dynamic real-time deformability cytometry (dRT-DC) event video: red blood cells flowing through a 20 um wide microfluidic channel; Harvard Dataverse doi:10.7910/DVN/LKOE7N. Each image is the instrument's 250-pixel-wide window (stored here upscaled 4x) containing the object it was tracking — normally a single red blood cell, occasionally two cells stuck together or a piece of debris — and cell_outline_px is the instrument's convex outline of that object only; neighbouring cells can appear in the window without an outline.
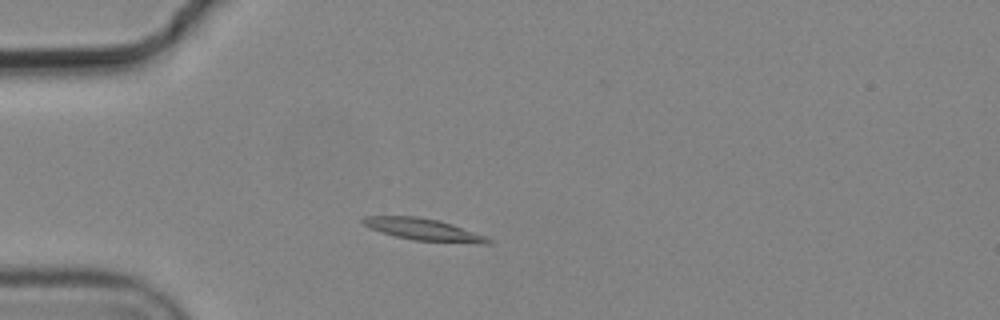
{"species": "common noctule bat (a hibernating species)", "species_latin": "Nyctalus noctula", "temperature_condition": "cold", "stored_images_in_passage": 8, "camera_frame_rate_fps": 3000, "um_per_image_px": 0.085, "animal": {"sex": "male", "body_mass_g": 19.2, "forearm_length_mm": 51.8}, "frame": {"image": 1, "passage_image": 1, "time_ms": 0.0, "image_size_px": [1000, 320], "cell_outline_px": [[492, 244], [476, 244], [412, 240], [380, 232], [364, 224], [360, 220], [364, 216], [416, 216], [440, 220], [488, 236], [492, 240]], "centroid_in_image_um": [36.08, 19.52], "position_along_channel_um": 48.9, "area_um2": 16.24}}
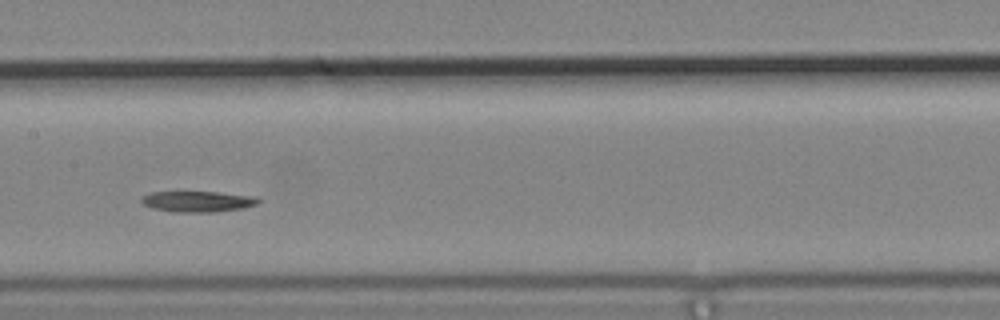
{"frame": {"image": 2, "passage_image": 5, "time_ms": 1.333, "image_size_px": [1000, 320], "cell_outline_px": [[260, 200], [256, 204], [240, 208], [212, 212], [176, 212], [152, 208], [144, 204], [140, 200], [148, 192], [216, 192], [256, 196]], "centroid_in_image_um": [16.78, 17.12], "position_along_channel_um": 190.6, "area_um2": 13.99}}
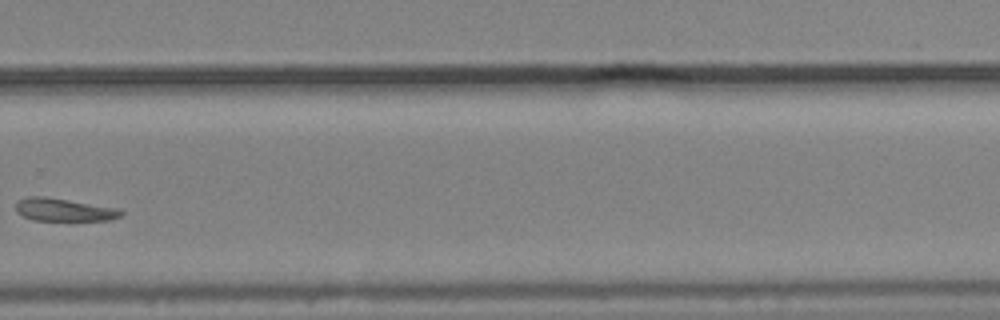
{"frame": {"image": 3, "passage_image": 8, "time_ms": 2.333, "image_size_px": [1000, 320], "cell_outline_px": [[124, 212], [120, 216], [108, 220], [32, 220], [16, 212], [16, 200], [28, 196], [44, 196], [116, 208]], "centroid_in_image_um": [5.36, 17.82], "position_along_channel_um": 324.4, "area_um2": 13.81}}